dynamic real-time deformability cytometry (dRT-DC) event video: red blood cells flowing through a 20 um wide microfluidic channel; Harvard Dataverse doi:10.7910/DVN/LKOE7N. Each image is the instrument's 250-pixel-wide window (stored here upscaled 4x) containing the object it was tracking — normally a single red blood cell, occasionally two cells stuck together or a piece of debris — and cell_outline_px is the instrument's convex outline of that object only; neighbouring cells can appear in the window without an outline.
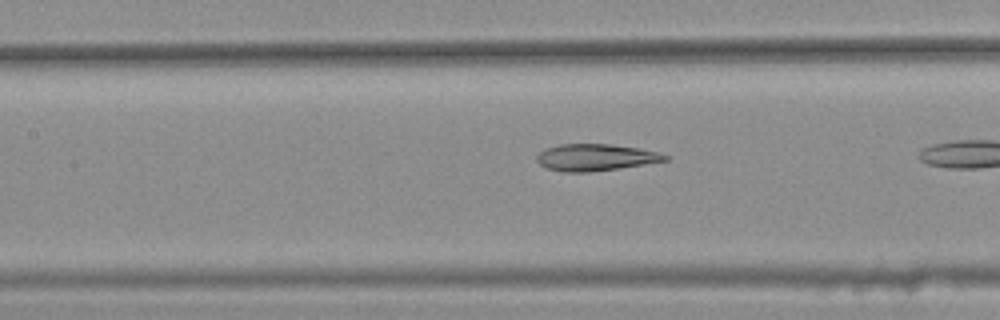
{"species": "common noctule bat (a hibernating species)", "species_latin": "Nyctalus noctula", "temperature_condition": "warm", "stored_images_in_passage": 9, "camera_frame_rate_fps": 3000, "um_per_image_px": 0.085, "animal": {"sex": "female", "body_mass_g": 25.1}, "frame": {"image": 1, "passage_image": 7, "time_ms": 2.0, "image_size_px": [1000, 320], "cell_outline_px": [[668, 160], [620, 168], [588, 172], [564, 172], [548, 168], [540, 164], [536, 160], [536, 156], [544, 148], [560, 144], [612, 144], [640, 148], [660, 152], [668, 156]], "centroid_in_image_um": [50.62, 13.37], "position_along_channel_um": 156.8, "area_um2": 20.06}}